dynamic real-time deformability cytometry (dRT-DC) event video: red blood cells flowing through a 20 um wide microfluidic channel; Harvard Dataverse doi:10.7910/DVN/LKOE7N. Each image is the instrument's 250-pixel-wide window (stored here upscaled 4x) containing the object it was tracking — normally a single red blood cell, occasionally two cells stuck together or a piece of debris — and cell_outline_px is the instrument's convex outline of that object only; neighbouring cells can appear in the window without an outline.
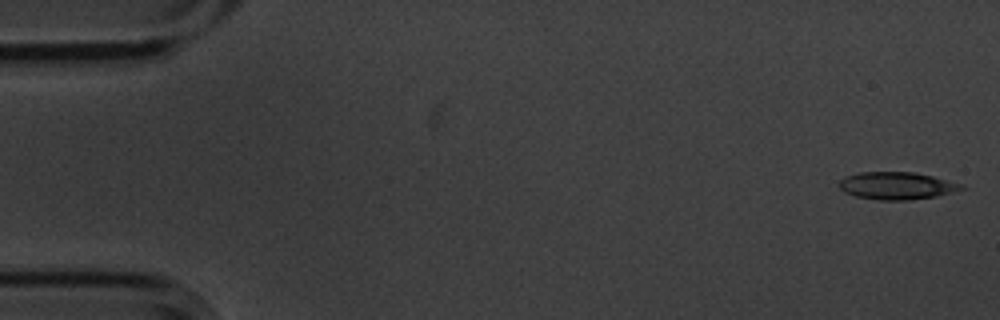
{"species": "common noctule bat (a hibernating species)", "species_latin": "Nyctalus noctula", "temperature_condition": "cold", "stored_images_in_passage": 55, "camera_frame_rate_fps": 3000, "um_per_image_px": 0.085, "animal": {"sex": "male", "body_mass_g": 20.1, "forearm_length_mm": 53.5}, "frame": {"image": 1, "passage_image": 1, "time_ms": 0.0, "image_size_px": [1000, 320], "cell_outline_px": [[964, 188], [952, 192], [936, 196], [908, 200], [880, 200], [856, 196], [844, 192], [840, 188], [840, 180], [848, 176], [860, 172], [912, 172], [932, 176], [964, 184]], "centroid_in_image_um": [76.24, 15.79], "position_along_channel_um": 8.8, "area_um2": 19.31}}
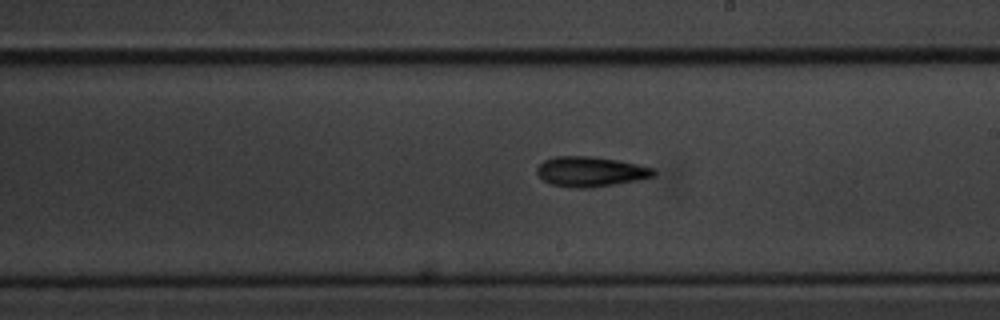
{"frame": {"image": 2, "passage_image": 31, "time_ms": 10.0, "image_size_px": [1000, 320], "cell_outline_px": [[656, 176], [640, 180], [592, 188], [572, 188], [548, 184], [536, 172], [536, 168], [544, 160], [552, 156], [592, 156], [616, 160], [656, 168]], "centroid_in_image_um": [50.21, 14.6], "position_along_channel_um": 238.8, "area_um2": 20.75}}
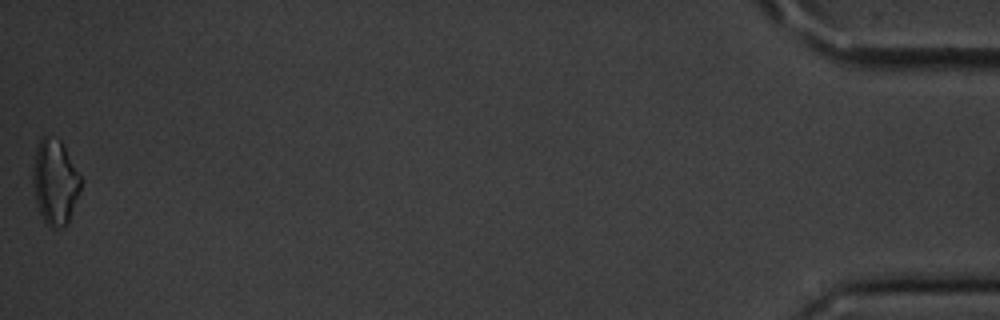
{"frame": {"image": 3, "passage_image": 55, "time_ms": 18.0, "image_size_px": [1000, 320], "cell_outline_px": [[84, 180], [80, 192], [68, 220], [60, 228], [52, 228], [44, 220], [36, 204], [32, 184], [32, 168], [36, 148], [40, 140], [44, 136], [48, 136], [60, 140], [64, 144]], "centroid_in_image_um": [4.69, 15.43], "position_along_channel_um": 430.5, "area_um2": 24.04}, "authors_computed_cell_mechanics": {"area_um2": 19.5942, "velocity_mm_per_s": 3.5806, "shape_relaxation_time_tau1_ms": 2.3637, "shape_relaxation_time_tau2_ms": 7.9083, "deformation_change_tau1": 0.0994, "deformation_change_tau2": 0.1828}}